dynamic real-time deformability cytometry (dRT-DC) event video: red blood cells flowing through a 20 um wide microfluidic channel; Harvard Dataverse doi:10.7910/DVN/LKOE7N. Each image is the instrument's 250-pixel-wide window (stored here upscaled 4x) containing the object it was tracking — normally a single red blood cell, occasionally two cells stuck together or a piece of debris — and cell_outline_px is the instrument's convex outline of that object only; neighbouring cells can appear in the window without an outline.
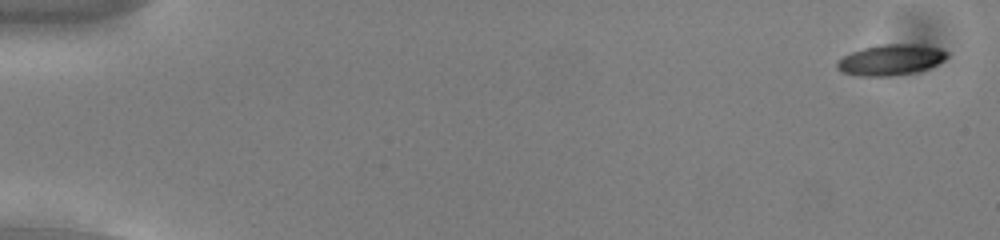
{"species": "common noctule bat (a hibernating species)", "species_latin": "Nyctalus noctula", "temperature_condition": "cold", "stored_images_in_passage": 17, "camera_frame_rate_fps": 3000, "um_per_image_px": 0.085, "animal": {"sex": "male", "body_mass_g": 13.0, "forearm_length_mm": 53.1}, "frame": {"image": 1, "passage_image": 1, "time_ms": 0.0, "image_size_px": [1000, 240], "cell_outline_px": [[948, 56], [944, 60], [928, 68], [912, 72], [888, 76], [856, 76], [844, 72], [836, 68], [836, 60], [852, 52], [864, 48], [884, 44], [916, 44], [940, 48], [948, 52]], "centroid_in_image_um": [75.69, 5.08], "position_along_channel_um": 9.3, "area_um2": 19.54}}